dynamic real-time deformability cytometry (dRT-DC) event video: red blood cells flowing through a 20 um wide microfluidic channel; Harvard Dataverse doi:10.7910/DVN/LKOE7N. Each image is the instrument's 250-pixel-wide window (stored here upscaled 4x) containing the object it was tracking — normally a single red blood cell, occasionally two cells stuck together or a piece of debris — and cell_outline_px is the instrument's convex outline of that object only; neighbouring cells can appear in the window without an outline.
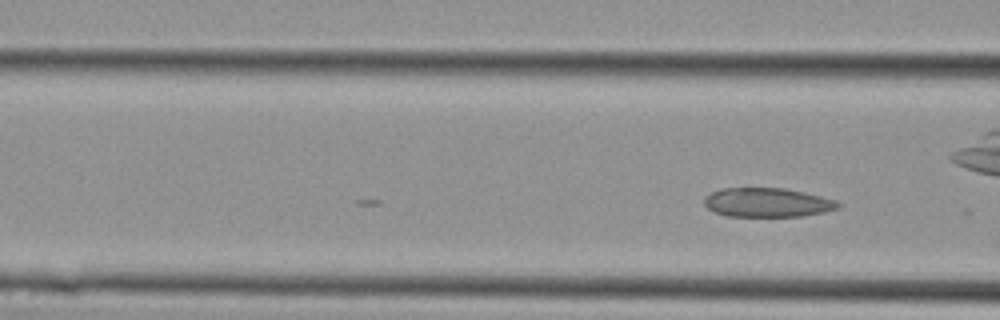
{"species": "Egyptian fruit bat (a non-hibernating species)", "species_latin": "Rousettus aegyptiacus", "temperature_condition": "cold", "stored_images_in_passage": 7, "camera_frame_rate_fps": 3000, "um_per_image_px": 0.085, "animal": {"sex": "female"}, "frame": {"image": 1, "passage_image": 7, "time_ms": 2.0, "image_size_px": [1000, 320], "cell_outline_px": [[840, 204], [836, 208], [824, 212], [804, 216], [728, 216], [716, 212], [708, 208], [704, 204], [704, 196], [720, 188], [784, 188], [804, 192], [836, 200]], "centroid_in_image_um": [65.2, 17.2], "position_along_channel_um": 101.4, "area_um2": 22.6}}